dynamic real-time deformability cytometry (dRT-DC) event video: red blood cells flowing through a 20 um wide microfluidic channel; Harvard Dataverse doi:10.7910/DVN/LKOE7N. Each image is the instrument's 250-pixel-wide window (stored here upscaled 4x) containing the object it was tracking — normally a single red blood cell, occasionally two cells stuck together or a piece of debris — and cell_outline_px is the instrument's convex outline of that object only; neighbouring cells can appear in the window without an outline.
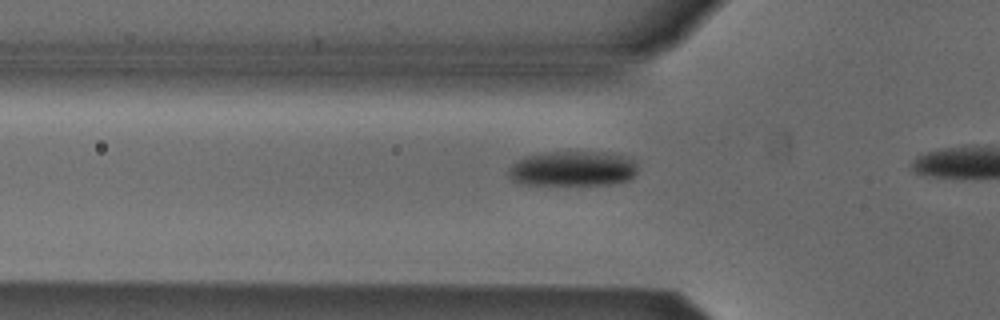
{"species": "Egyptian fruit bat (a non-hibernating species)", "species_latin": "Rousettus aegyptiacus", "temperature_condition": "cold", "stored_images_in_passage": 11, "camera_frame_rate_fps": 3000, "um_per_image_px": 0.085, "animal": {"sex": "male"}, "frame": {"image": 1, "passage_image": 2, "time_ms": 0.333, "image_size_px": [1000, 320], "cell_outline_px": [[636, 172], [628, 180], [612, 184], [528, 184], [512, 180], [508, 176], [508, 172], [512, 164], [524, 156], [548, 152], [604, 152], [624, 156], [636, 160]], "centroid_in_image_um": [48.69, 14.32], "position_along_channel_um": 77.1, "area_um2": 26.18}}
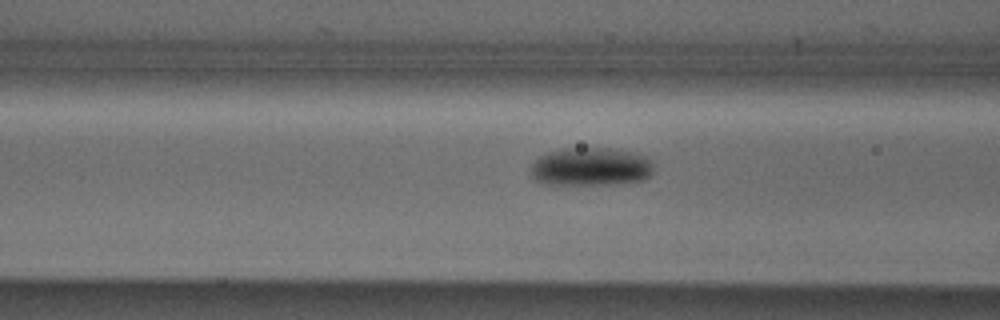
{"frame": {"image": 2, "passage_image": 5, "time_ms": 1.333, "image_size_px": [1000, 320], "cell_outline_px": [[652, 172], [644, 180], [612, 184], [548, 184], [536, 180], [532, 176], [532, 164], [540, 156], [548, 152], [560, 148], [608, 148], [636, 152], [648, 156], [652, 160]], "centroid_in_image_um": [50.26, 14.16], "position_along_channel_um": 116.3, "area_um2": 27.51}}
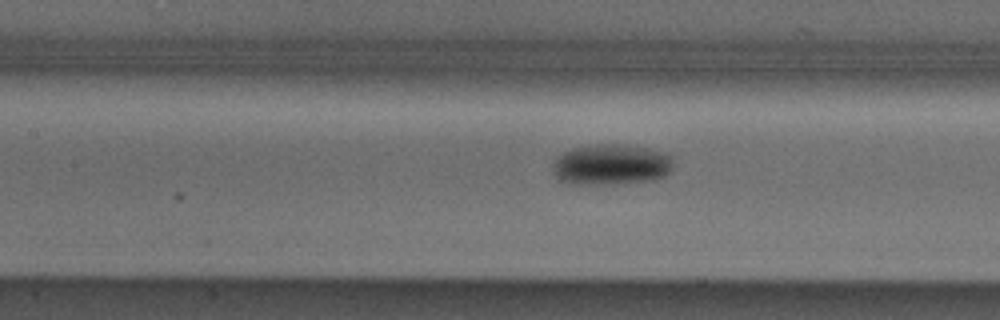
{"frame": {"image": 3, "passage_image": 8, "time_ms": 2.333, "image_size_px": [1000, 320], "cell_outline_px": [[672, 168], [664, 176], [652, 180], [620, 184], [572, 184], [560, 180], [552, 172], [552, 164], [556, 156], [572, 148], [596, 144], [624, 144], [648, 148], [672, 156]], "centroid_in_image_um": [51.91, 13.99], "position_along_channel_um": 155.5, "area_um2": 28.9}}